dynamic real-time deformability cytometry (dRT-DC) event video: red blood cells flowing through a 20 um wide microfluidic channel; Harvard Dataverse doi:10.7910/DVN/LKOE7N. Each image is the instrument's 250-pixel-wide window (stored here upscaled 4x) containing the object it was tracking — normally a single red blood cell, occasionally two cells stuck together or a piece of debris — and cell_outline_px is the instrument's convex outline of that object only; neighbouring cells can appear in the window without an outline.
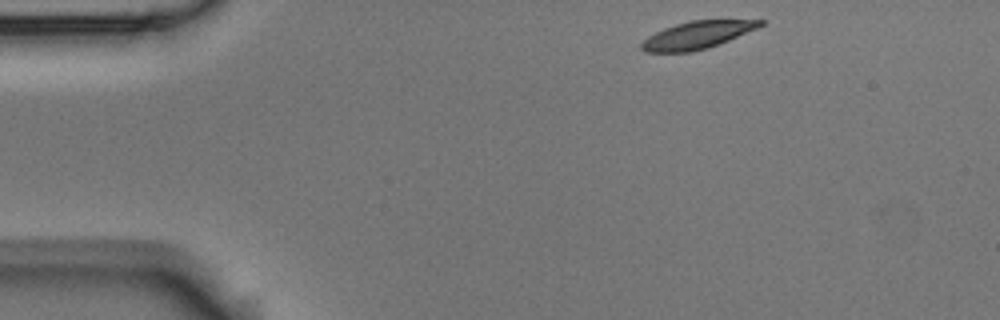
{"species": "Egyptian fruit bat (a non-hibernating species)", "species_latin": "Rousettus aegyptiacus", "temperature_condition": "room temperature", "stored_images_in_passage": 3, "camera_frame_rate_fps": 3000, "um_per_image_px": 0.085, "animal": {"sex": "male"}, "frame": {"image": 1, "passage_image": 1, "time_ms": 0.0, "image_size_px": [1000, 320], "cell_outline_px": [[764, 24], [756, 28], [728, 40], [708, 48], [692, 52], [644, 52], [640, 48], [640, 44], [648, 36], [664, 28], [676, 24], [692, 20], [764, 20]], "centroid_in_image_um": [59.21, 2.99], "position_along_channel_um": 25.8, "area_um2": 18.79}}